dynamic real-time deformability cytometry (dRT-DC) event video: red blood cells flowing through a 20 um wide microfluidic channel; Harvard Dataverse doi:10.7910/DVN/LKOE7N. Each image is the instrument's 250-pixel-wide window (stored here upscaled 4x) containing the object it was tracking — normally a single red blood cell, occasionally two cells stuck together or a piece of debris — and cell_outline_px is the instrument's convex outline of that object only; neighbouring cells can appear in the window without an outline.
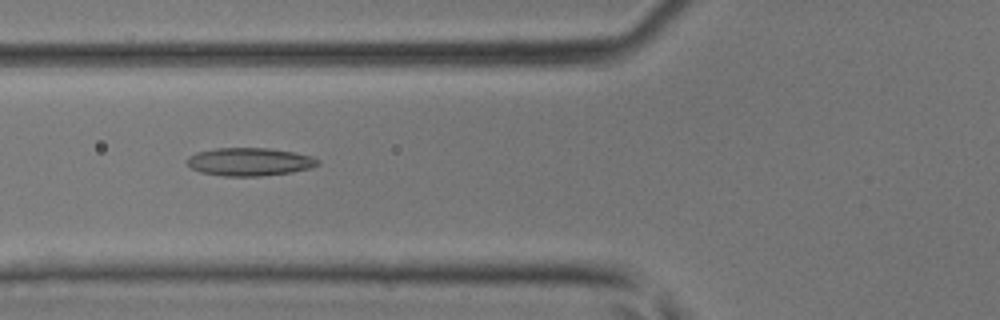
{"species": "common noctule bat (a hibernating species)", "species_latin": "Nyctalus noctula", "temperature_condition": "room temperature", "stored_images_in_passage": 45, "camera_frame_rate_fps": 3000, "um_per_image_px": 0.085, "animal": {"sex": "male", "body_mass_g": 17.9, "forearm_length_mm": 54.2}, "frame": {"image": 1, "passage_image": 18, "time_ms": 5.667, "image_size_px": [1000, 320], "cell_outline_px": [[320, 164], [312, 168], [292, 172], [260, 176], [224, 176], [200, 172], [192, 168], [188, 164], [188, 156], [196, 152], [216, 148], [268, 148], [292, 152], [312, 156], [320, 160]], "centroid_in_image_um": [21.24, 13.75], "position_along_channel_um": 104.6, "area_um2": 21.39}}
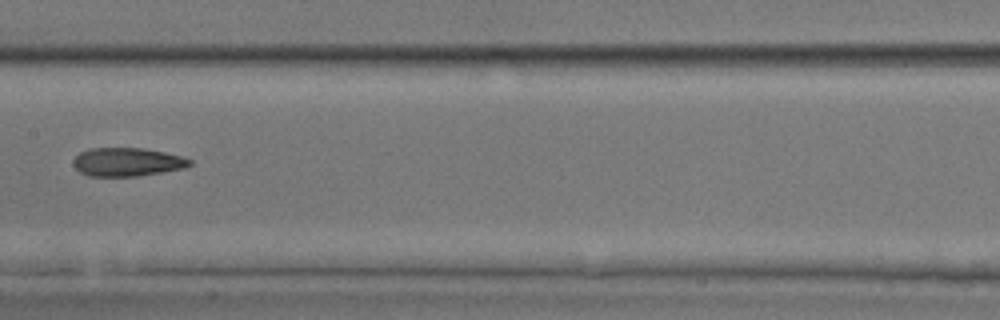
{"frame": {"image": 2, "passage_image": 24, "time_ms": 7.667, "image_size_px": [1000, 320], "cell_outline_px": [[192, 164], [184, 168], [136, 176], [88, 176], [80, 172], [72, 164], [72, 160], [80, 152], [88, 148], [140, 148], [164, 152], [180, 156], [192, 160]], "centroid_in_image_um": [10.77, 13.76], "position_along_channel_um": 196.6, "area_um2": 19.25}}
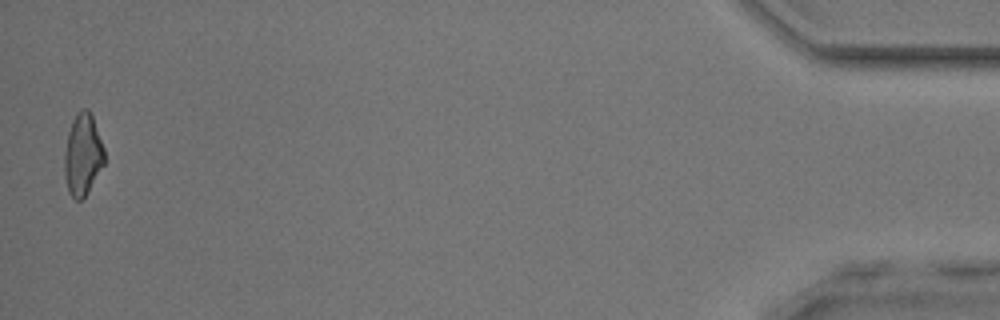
{"frame": {"image": 3, "passage_image": 45, "time_ms": 14.667, "image_size_px": [1000, 320], "cell_outline_px": [[104, 164], [88, 192], [80, 200], [76, 200], [68, 192], [64, 176], [64, 152], [68, 132], [72, 120], [76, 112], [80, 108], [88, 108], [92, 116], [104, 148]], "centroid_in_image_um": [7.01, 13.13], "position_along_channel_um": 428.2, "area_um2": 19.13}}